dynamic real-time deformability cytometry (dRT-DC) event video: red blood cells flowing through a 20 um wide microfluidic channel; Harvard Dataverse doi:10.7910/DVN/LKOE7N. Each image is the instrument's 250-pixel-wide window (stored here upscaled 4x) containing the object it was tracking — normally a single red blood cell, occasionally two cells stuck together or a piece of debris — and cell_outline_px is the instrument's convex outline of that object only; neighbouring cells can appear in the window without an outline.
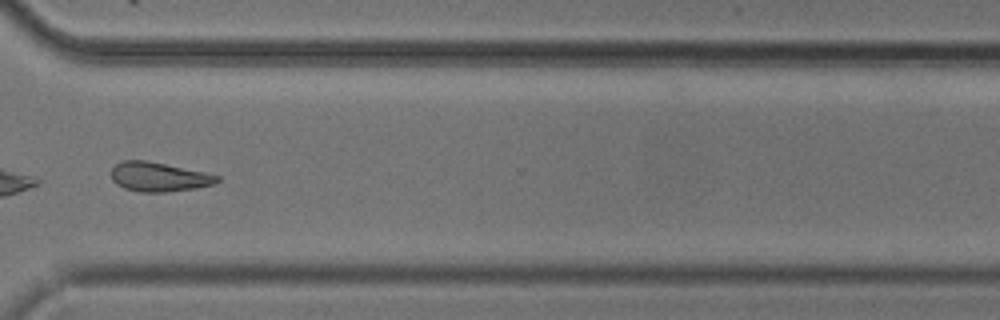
{"species": "common noctule bat (a hibernating species)", "species_latin": "Nyctalus noctula", "temperature_condition": "cold", "stored_images_in_passage": 43, "camera_frame_rate_fps": 3000, "um_per_image_px": 0.085, "animal": {"sex": "male", "body_mass_g": 20.5, "forearm_length_mm": 52.5}, "frame": {"image": 1, "passage_image": 31, "time_ms": 10.0, "image_size_px": [1000, 320], "cell_outline_px": [[220, 180], [212, 184], [196, 188], [168, 192], [140, 192], [124, 188], [116, 184], [112, 180], [112, 168], [120, 160], [144, 160], [204, 172], [220, 176]], "centroid_in_image_um": [13.47, 15.04], "position_along_channel_um": 357.1, "area_um2": 17.98}}